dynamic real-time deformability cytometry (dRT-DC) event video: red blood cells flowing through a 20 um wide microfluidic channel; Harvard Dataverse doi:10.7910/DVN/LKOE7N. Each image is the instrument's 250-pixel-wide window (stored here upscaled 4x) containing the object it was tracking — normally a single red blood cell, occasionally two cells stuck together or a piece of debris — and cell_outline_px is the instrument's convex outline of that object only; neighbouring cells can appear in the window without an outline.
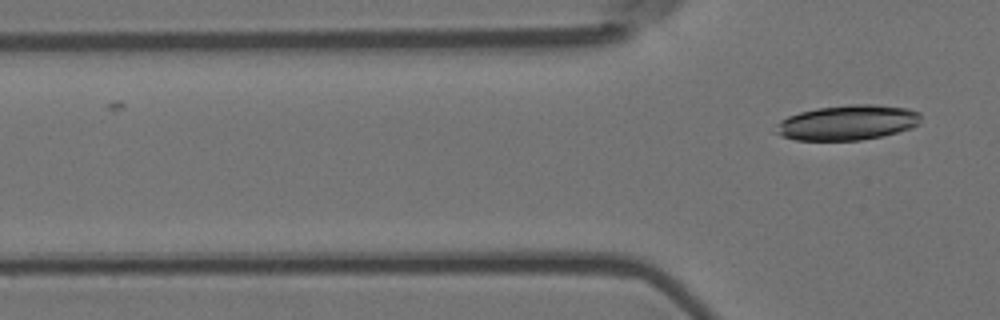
{"species": "Egyptian fruit bat (a non-hibernating species)", "species_latin": "Rousettus aegyptiacus", "temperature_condition": "room temperature", "stored_images_in_passage": 5, "camera_frame_rate_fps": 3000, "um_per_image_px": 0.085, "animal": {"sex": "female"}, "frame": {"image": 1, "passage_image": 5, "time_ms": 1.333, "image_size_px": [1000, 320], "cell_outline_px": [[920, 124], [912, 128], [880, 136], [860, 140], [796, 140], [780, 136], [772, 132], [776, 124], [780, 120], [788, 116], [800, 112], [816, 108], [852, 104], [872, 104], [908, 108], [920, 112]], "centroid_in_image_um": [72.0, 10.42], "position_along_channel_um": 53.8, "area_um2": 29.82}}